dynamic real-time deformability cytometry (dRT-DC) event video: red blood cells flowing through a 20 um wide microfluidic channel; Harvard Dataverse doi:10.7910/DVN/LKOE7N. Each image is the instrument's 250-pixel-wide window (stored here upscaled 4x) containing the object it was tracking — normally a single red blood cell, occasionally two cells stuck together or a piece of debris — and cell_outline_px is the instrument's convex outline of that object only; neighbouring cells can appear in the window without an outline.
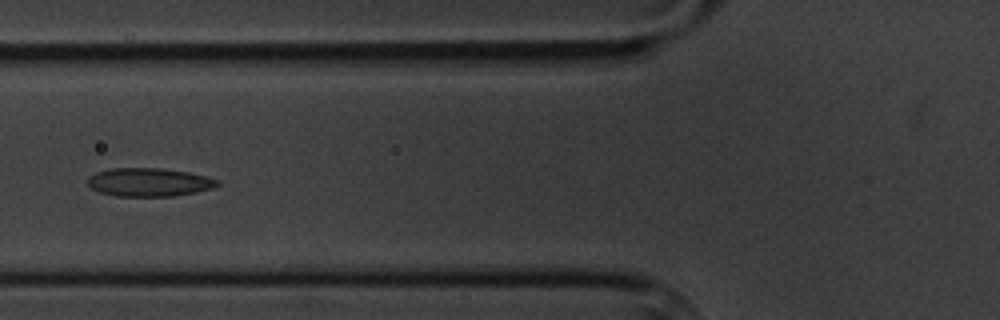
{"species": "common noctule bat (a hibernating species)", "species_latin": "Nyctalus noctula", "temperature_condition": "cold", "stored_images_in_passage": 8, "camera_frame_rate_fps": 3000, "um_per_image_px": 0.085, "animal": {"sex": "male", "body_mass_g": 20.1, "forearm_length_mm": 53.5}, "frame": {"image": 1, "passage_image": 6, "time_ms": 6.0, "image_size_px": [1000, 320], "cell_outline_px": [[220, 184], [212, 188], [196, 192], [172, 196], [116, 196], [100, 192], [92, 188], [88, 184], [88, 176], [96, 172], [112, 168], [160, 168], [188, 172], [220, 180]], "centroid_in_image_um": [12.67, 15.48], "position_along_channel_um": 113.1, "area_um2": 21.39}}
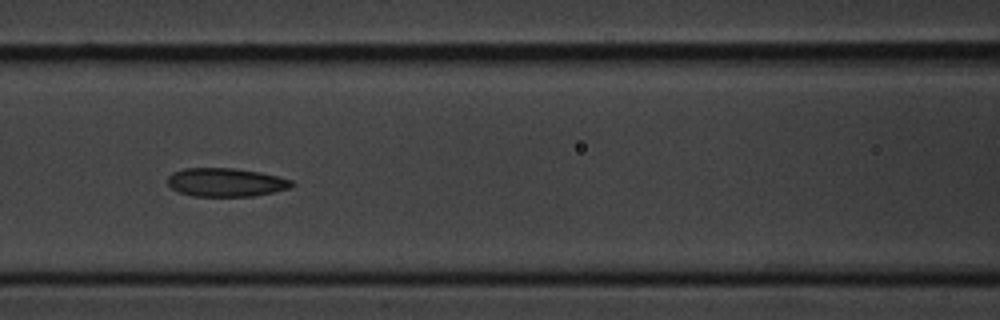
{"frame": {"image": 2, "passage_image": 7, "time_ms": 7.0, "image_size_px": [1000, 320], "cell_outline_px": [[296, 184], [288, 188], [272, 192], [252, 196], [192, 196], [180, 192], [172, 188], [168, 184], [168, 176], [172, 172], [184, 168], [232, 168], [260, 172], [292, 180]], "centroid_in_image_um": [19.18, 15.49], "position_along_channel_um": 147.4, "area_um2": 20.52}}
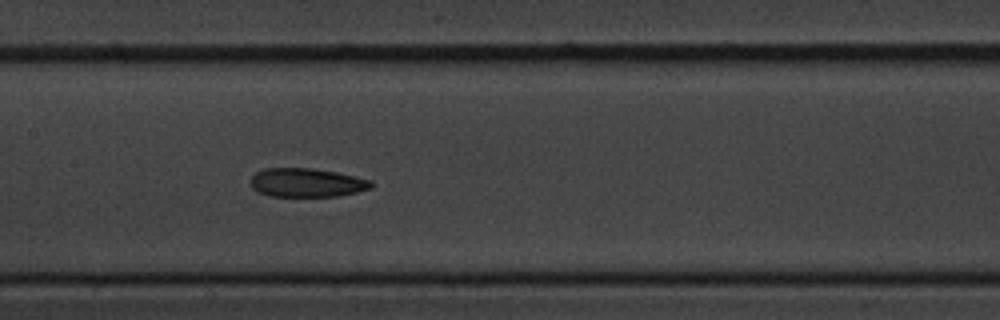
{"frame": {"image": 3, "passage_image": 8, "time_ms": 8.0, "image_size_px": [1000, 320], "cell_outline_px": [[372, 188], [356, 192], [336, 196], [268, 196], [252, 188], [248, 180], [256, 172], [264, 168], [312, 168], [336, 172], [372, 180]], "centroid_in_image_um": [26.04, 15.52], "position_along_channel_um": 181.4, "area_um2": 20.29}}